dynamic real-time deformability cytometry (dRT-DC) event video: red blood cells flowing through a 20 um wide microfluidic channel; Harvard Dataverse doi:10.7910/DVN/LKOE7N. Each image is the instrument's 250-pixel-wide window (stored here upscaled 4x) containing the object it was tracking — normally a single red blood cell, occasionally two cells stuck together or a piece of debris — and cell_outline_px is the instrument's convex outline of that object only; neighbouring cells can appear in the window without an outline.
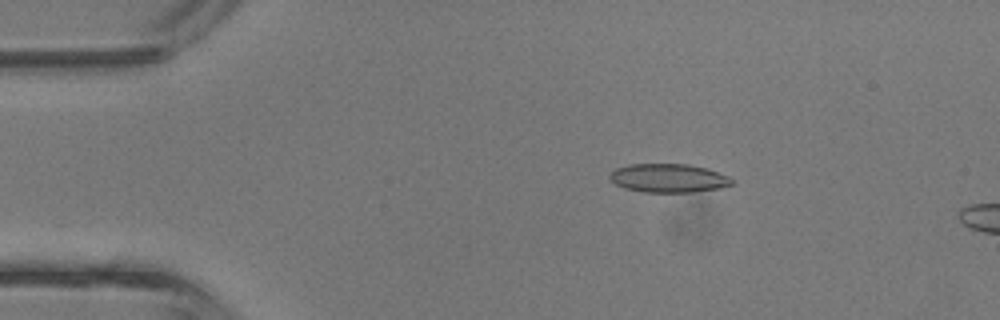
{"species": "common noctule bat (a hibernating species)", "species_latin": "Nyctalus noctula", "temperature_condition": "room temperature", "stored_images_in_passage": 43, "camera_frame_rate_fps": 3000, "um_per_image_px": 0.085, "animal": {"sex": "male", "body_mass_g": 13.3}, "frame": {"image": 1, "passage_image": 8, "time_ms": 2.333, "image_size_px": [1000, 320], "cell_outline_px": [[732, 184], [720, 188], [692, 192], [644, 192], [624, 188], [616, 184], [608, 176], [616, 168], [628, 164], [688, 164], [708, 168], [728, 176], [732, 180]], "centroid_in_image_um": [56.82, 15.13], "position_along_channel_um": 28.2, "area_um2": 20.35}}
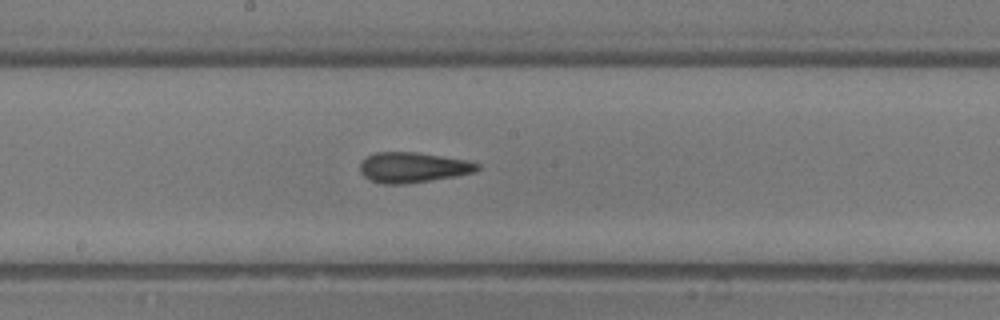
{"frame": {"image": 2, "passage_image": 23, "time_ms": 7.333, "image_size_px": [1000, 320], "cell_outline_px": [[480, 168], [476, 172], [456, 176], [404, 184], [384, 184], [372, 180], [364, 176], [360, 172], [360, 160], [376, 152], [416, 152], [468, 160], [480, 164]], "centroid_in_image_um": [35.11, 14.22], "position_along_channel_um": 213.1, "area_um2": 20.75}}
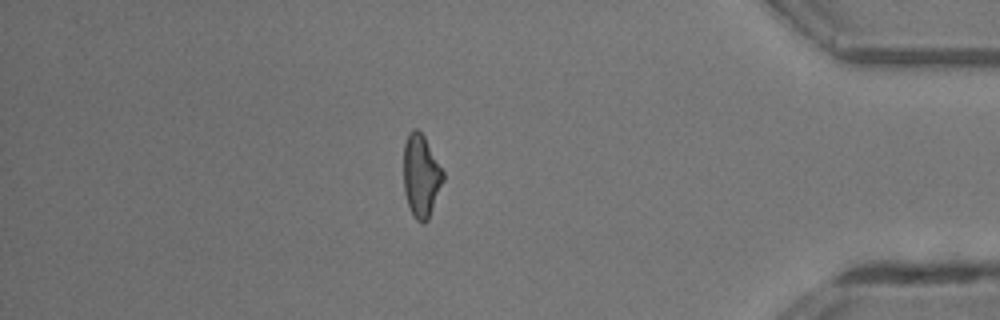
{"frame": {"image": 3, "passage_image": 37, "time_ms": 12.0, "image_size_px": [1000, 320], "cell_outline_px": [[444, 180], [428, 220], [424, 224], [420, 224], [412, 216], [404, 192], [404, 144], [408, 132], [412, 128], [416, 128], [424, 136], [444, 172]], "centroid_in_image_um": [35.79, 14.97], "position_along_channel_um": 399.4, "area_um2": 19.19}, "authors_computed_cell_mechanics": {"area_um2": 19.8832, "velocity_mm_per_s": 4.8497, "shape_relaxation_time_tau1_ms": 7.1372, "shape_relaxation_time_tau2_ms": 1.1427, "deformation_change_tau1": 0.2033, "deformation_change_tau2": 0.1038}}